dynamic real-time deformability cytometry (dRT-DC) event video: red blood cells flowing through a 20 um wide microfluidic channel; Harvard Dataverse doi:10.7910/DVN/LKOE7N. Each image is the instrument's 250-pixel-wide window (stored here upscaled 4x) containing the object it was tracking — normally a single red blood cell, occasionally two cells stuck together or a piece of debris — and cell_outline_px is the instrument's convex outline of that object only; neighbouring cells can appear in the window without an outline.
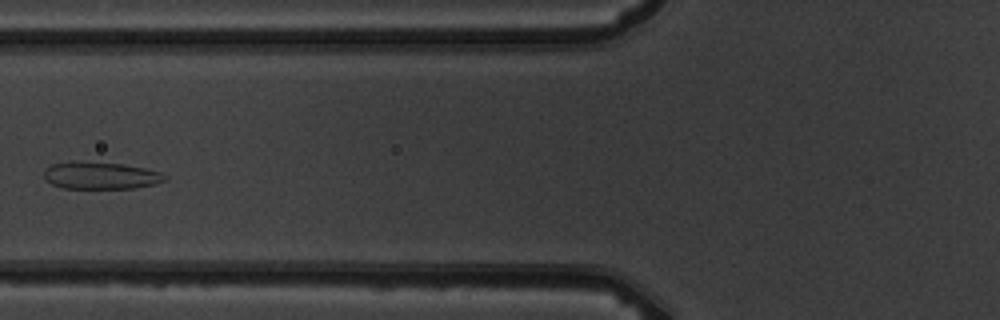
{"species": "common noctule bat (a hibernating species)", "species_latin": "Nyctalus noctula", "temperature_condition": "warm", "stored_images_in_passage": 5, "camera_frame_rate_fps": 3000, "um_per_image_px": 0.085, "animal": {"sex": "male", "body_mass_g": 19.5, "forearm_length_mm": 54.6}, "frame": {"image": 1, "passage_image": 5, "time_ms": 4.667, "image_size_px": [1000, 320], "cell_outline_px": [[168, 180], [152, 184], [132, 188], [64, 188], [52, 184], [44, 180], [44, 172], [52, 164], [124, 164], [144, 168], [160, 172]], "centroid_in_image_um": [8.59, 14.97], "position_along_channel_um": 117.2, "area_um2": 18.09}}